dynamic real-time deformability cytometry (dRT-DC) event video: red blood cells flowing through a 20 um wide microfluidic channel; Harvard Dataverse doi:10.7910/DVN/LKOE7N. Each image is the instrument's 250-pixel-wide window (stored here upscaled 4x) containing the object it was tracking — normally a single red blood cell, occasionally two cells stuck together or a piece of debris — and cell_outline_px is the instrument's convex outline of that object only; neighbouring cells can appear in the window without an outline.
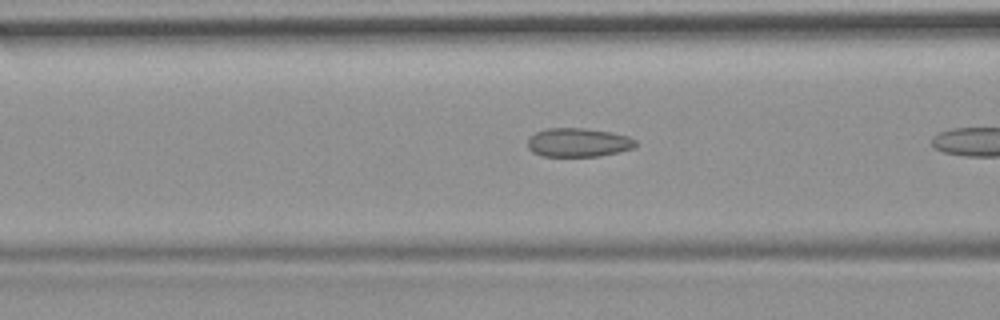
{"species": "common noctule bat (a hibernating species)", "species_latin": "Nyctalus noctula", "temperature_condition": "room temperature", "stored_images_in_passage": 5, "camera_frame_rate_fps": 3000, "um_per_image_px": 0.085, "animal": {"sex": "female", "body_mass_g": 19.9}, "frame": {"image": 1, "passage_image": 4, "time_ms": 1.0, "image_size_px": [1000, 320], "cell_outline_px": [[636, 144], [632, 148], [600, 156], [544, 156], [532, 152], [528, 148], [528, 140], [536, 132], [548, 128], [584, 128], [612, 132], [628, 136], [636, 140]], "centroid_in_image_um": [49.15, 12.1], "position_along_channel_um": 117.5, "area_um2": 17.98}}